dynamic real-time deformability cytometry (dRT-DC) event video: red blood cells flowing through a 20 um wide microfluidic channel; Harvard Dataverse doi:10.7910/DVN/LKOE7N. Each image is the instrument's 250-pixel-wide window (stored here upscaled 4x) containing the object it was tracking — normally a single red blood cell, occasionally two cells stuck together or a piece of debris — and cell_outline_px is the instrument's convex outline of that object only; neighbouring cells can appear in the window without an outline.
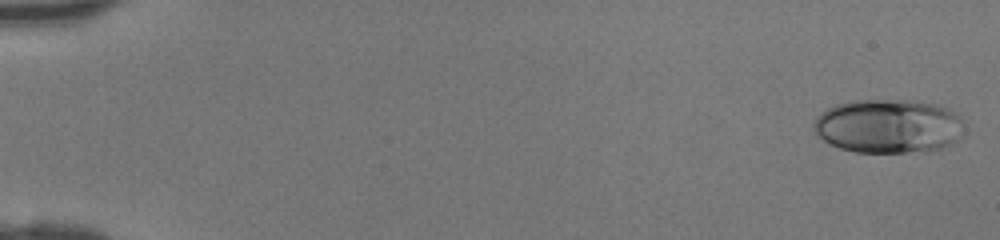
{"species": "human", "species_latin": "Homo sapiens", "temperature_condition": "room temperature", "stored_images_in_passage": 45, "camera_frame_rate_fps": 3000, "um_per_image_px": 0.085, "donor": {"sex": "female"}, "frame": {"image": 1, "passage_image": 1, "time_ms": 0.0, "image_size_px": [1000, 240], "cell_outline_px": [[960, 120], [956, 140], [952, 144], [940, 148], [904, 152], [856, 152], [840, 148], [824, 140], [812, 128], [812, 124], [820, 112], [836, 104], [852, 100], [904, 100], [936, 104], [948, 108], [956, 112], [960, 116]], "centroid_in_image_um": [75.44, 10.7], "position_along_channel_um": 9.6, "area_um2": 46.76}}
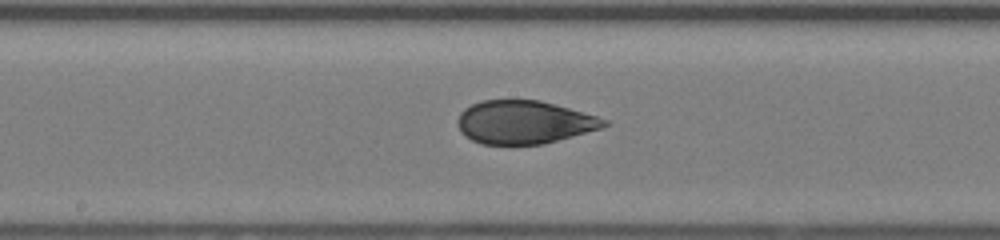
{"frame": {"image": 2, "passage_image": 25, "time_ms": 8.0, "image_size_px": [1000, 240], "cell_outline_px": [[612, 124], [600, 128], [544, 144], [480, 144], [464, 136], [460, 132], [456, 120], [460, 112], [464, 108], [480, 100], [540, 100], [596, 116], [608, 120]], "centroid_in_image_um": [44.5, 10.39], "position_along_channel_um": 203.7, "area_um2": 36.88}}
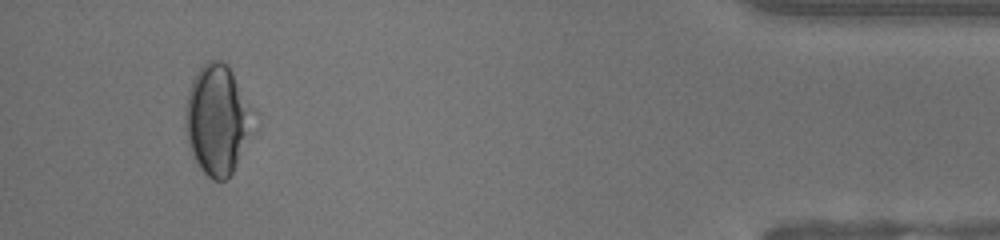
{"frame": {"image": 3, "passage_image": 43, "time_ms": 14.0, "image_size_px": [1000, 240], "cell_outline_px": [[252, 108], [248, 132], [232, 172], [224, 180], [212, 180], [200, 168], [192, 156], [188, 144], [184, 124], [184, 116], [188, 92], [192, 80], [200, 68], [208, 60], [220, 60], [228, 64]], "centroid_in_image_um": [18.39, 10.14], "position_along_channel_um": 416.8, "area_um2": 42.31}}